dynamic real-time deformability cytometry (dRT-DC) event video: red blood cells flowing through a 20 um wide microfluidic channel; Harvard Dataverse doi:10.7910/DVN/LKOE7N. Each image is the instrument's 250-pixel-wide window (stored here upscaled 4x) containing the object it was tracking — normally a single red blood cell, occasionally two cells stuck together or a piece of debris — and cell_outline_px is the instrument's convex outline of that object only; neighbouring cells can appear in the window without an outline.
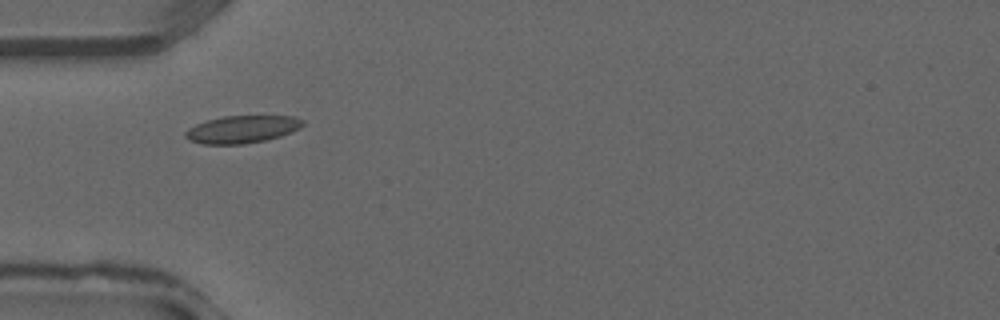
{"species": "common noctule bat (a hibernating species)", "species_latin": "Nyctalus noctula", "temperature_condition": "warm", "stored_images_in_passage": 27, "camera_frame_rate_fps": 3000, "um_per_image_px": 0.085, "animal": {"sex": "male", "forearm_length_mm": 52.5}, "frame": {"image": 1, "passage_image": 1, "time_ms": 0.0, "image_size_px": [1000, 320], "cell_outline_px": [[304, 124], [300, 128], [292, 132], [280, 136], [264, 140], [244, 144], [200, 144], [188, 140], [184, 136], [184, 132], [188, 128], [196, 124], [208, 120], [224, 116], [292, 116], [304, 120]], "centroid_in_image_um": [20.56, 10.99], "position_along_channel_um": 64.4, "area_um2": 18.84}}
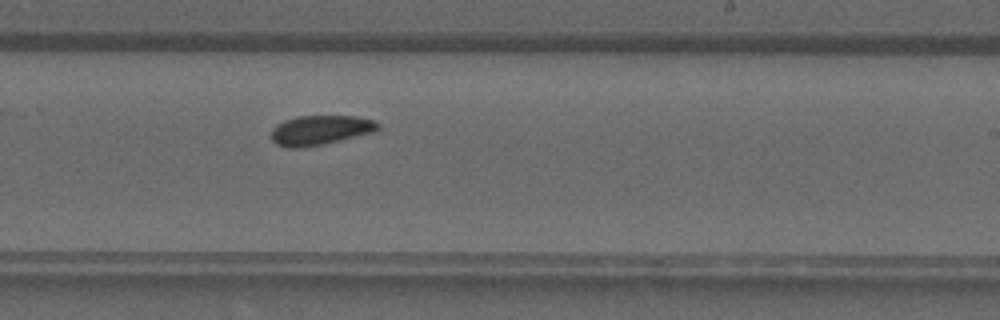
{"frame": {"image": 2, "passage_image": 12, "time_ms": 3.667, "image_size_px": [1000, 320], "cell_outline_px": [[380, 128], [376, 132], [324, 144], [296, 148], [288, 148], [276, 144], [272, 140], [272, 128], [276, 124], [284, 120], [296, 116], [356, 116], [376, 120], [380, 124]], "centroid_in_image_um": [27.26, 11.05], "position_along_channel_um": 261.7, "area_um2": 18.67}}
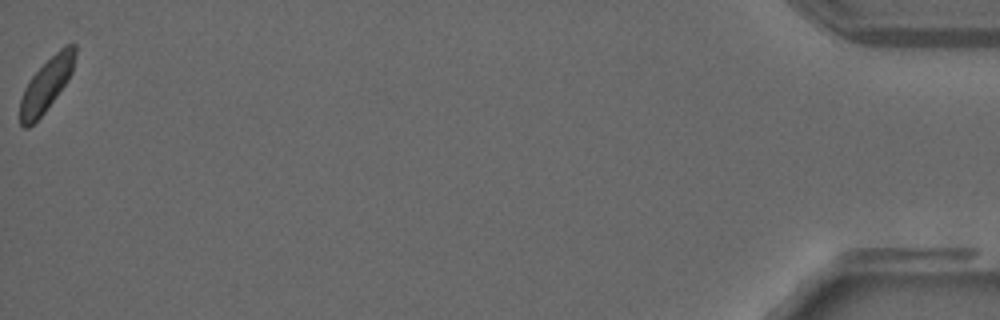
{"frame": {"image": 3, "passage_image": 27, "time_ms": 8.667, "image_size_px": [1000, 320], "cell_outline_px": [[76, 56], [72, 72], [68, 80], [44, 112], [28, 128], [24, 128], [20, 124], [20, 100], [24, 88], [32, 76], [64, 44], [76, 44]], "centroid_in_image_um": [3.95, 7.18], "position_along_channel_um": 431.2, "area_um2": 16.76}}